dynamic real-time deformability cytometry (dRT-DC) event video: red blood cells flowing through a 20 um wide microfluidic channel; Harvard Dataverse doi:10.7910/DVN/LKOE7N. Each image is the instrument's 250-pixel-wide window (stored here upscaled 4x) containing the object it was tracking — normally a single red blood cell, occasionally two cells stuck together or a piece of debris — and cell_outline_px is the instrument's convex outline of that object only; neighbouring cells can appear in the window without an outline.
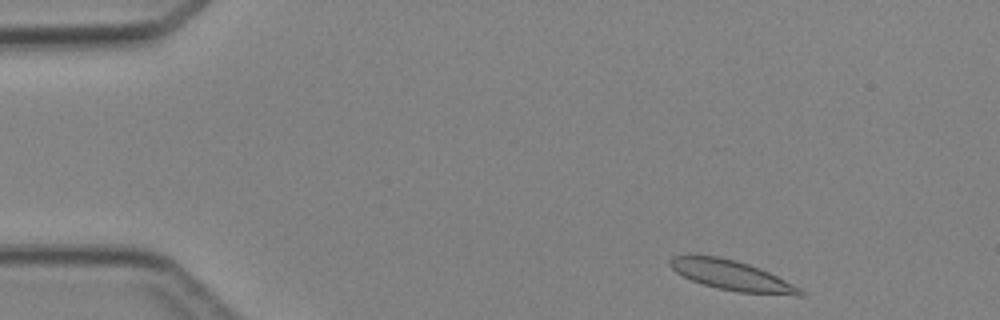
{"species": "Egyptian fruit bat (a non-hibernating species)", "species_latin": "Rousettus aegyptiacus", "temperature_condition": "cold", "stored_images_in_passage": 4, "camera_frame_rate_fps": 3000, "um_per_image_px": 0.085, "animal": {"sex": "female"}, "frame": {"image": 1, "passage_image": 1, "time_ms": 0.0, "image_size_px": [1000, 320], "cell_outline_px": [[804, 296], [796, 296], [736, 292], [716, 288], [692, 280], [676, 272], [668, 264], [668, 260], [672, 256], [720, 256], [736, 260], [760, 268], [800, 288], [804, 292]], "centroid_in_image_um": [62.22, 23.42], "position_along_channel_um": 22.8, "area_um2": 22.54}}
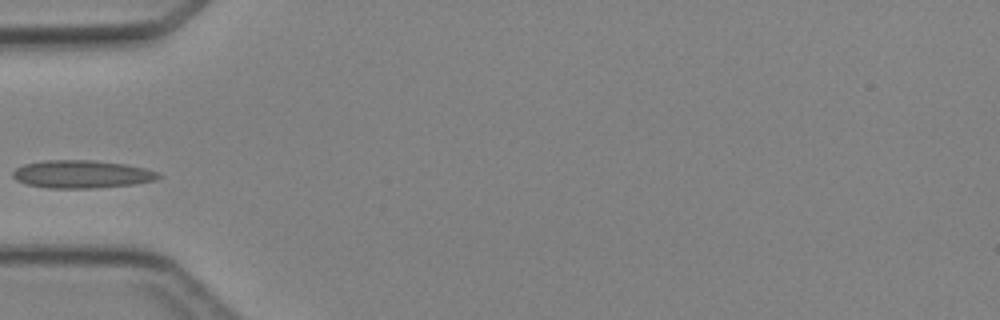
{"frame": {"image": 2, "passage_image": 4, "time_ms": 3.333, "image_size_px": [1000, 320], "cell_outline_px": [[160, 176], [156, 180], [136, 184], [92, 188], [48, 188], [24, 184], [16, 180], [12, 176], [12, 172], [16, 168], [24, 164], [44, 160], [96, 160], [124, 164], [144, 168], [160, 172]], "centroid_in_image_um": [6.94, 14.8], "position_along_channel_um": 78.1, "area_um2": 23.81}}